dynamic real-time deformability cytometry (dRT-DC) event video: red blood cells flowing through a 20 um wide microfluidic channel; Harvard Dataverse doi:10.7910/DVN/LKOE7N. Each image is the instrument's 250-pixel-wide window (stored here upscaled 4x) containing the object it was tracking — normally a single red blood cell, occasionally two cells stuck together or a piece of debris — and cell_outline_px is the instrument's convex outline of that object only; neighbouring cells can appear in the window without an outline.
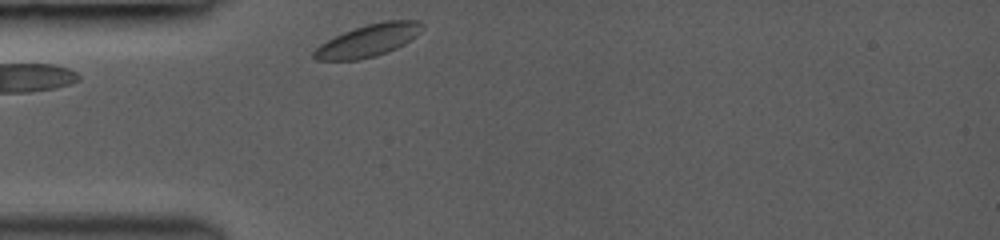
{"species": "common noctule bat (a hibernating species)", "species_latin": "Nyctalus noctula", "temperature_condition": "room temperature", "stored_images_in_passage": 29, "camera_frame_rate_fps": 3000, "um_per_image_px": 0.085, "animal": {"sex": "female", "body_mass_g": 19.0, "forearm_length_mm": 53.3}, "frame": {"image": 1, "passage_image": 1, "time_ms": 0.0, "image_size_px": [1000, 240], "cell_outline_px": [[424, 24], [420, 32], [416, 36], [404, 44], [396, 48], [376, 56], [360, 60], [316, 60], [312, 56], [312, 52], [320, 44], [344, 32], [368, 24], [384, 20], [420, 20]], "centroid_in_image_um": [31.32, 3.44], "position_along_channel_um": 53.7, "area_um2": 20.29}}
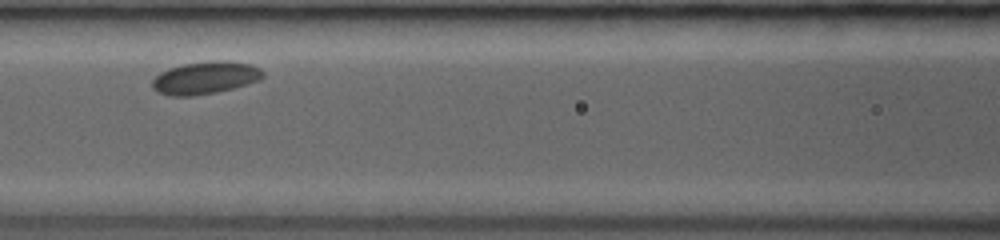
{"frame": {"image": 2, "passage_image": 9, "time_ms": 2.667, "image_size_px": [1000, 240], "cell_outline_px": [[264, 76], [260, 80], [248, 84], [216, 92], [192, 96], [172, 96], [160, 92], [152, 88], [152, 80], [160, 72], [168, 68], [184, 64], [212, 60], [228, 60], [252, 64], [260, 68], [264, 72]], "centroid_in_image_um": [17.48, 6.59], "position_along_channel_um": 149.1, "area_um2": 21.1}}
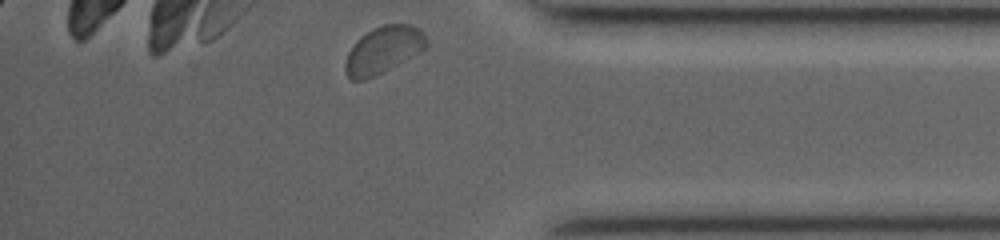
{"frame": {"image": 3, "passage_image": 29, "time_ms": 9.333, "image_size_px": [1000, 240], "cell_outline_px": [[428, 44], [420, 52], [376, 76], [364, 80], [352, 80], [344, 72], [344, 64], [348, 52], [356, 40], [360, 36], [372, 28], [384, 24], [408, 24], [420, 28], [424, 32], [428, 40]], "centroid_in_image_um": [32.57, 4.24], "position_along_channel_um": 402.6, "area_um2": 22.43}}